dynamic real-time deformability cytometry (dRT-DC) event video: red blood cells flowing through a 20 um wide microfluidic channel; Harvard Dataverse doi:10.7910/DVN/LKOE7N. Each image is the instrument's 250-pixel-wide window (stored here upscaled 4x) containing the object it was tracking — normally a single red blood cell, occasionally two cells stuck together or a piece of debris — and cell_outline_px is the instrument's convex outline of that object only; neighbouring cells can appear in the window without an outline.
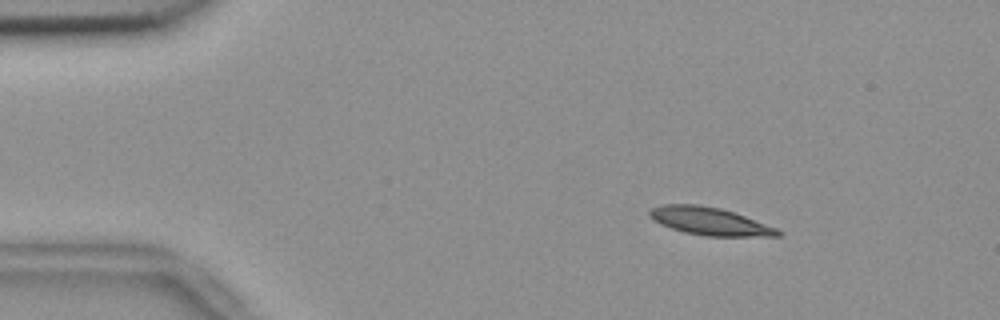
{"species": "common noctule bat (a hibernating species)", "species_latin": "Nyctalus noctula", "temperature_condition": "room temperature", "stored_images_in_passage": 55, "camera_frame_rate_fps": 3000, "um_per_image_px": 0.085, "animal": {"sex": "female", "body_mass_g": 18.4}, "frame": {"image": 1, "passage_image": 8, "time_ms": 2.333, "image_size_px": [1000, 320], "cell_outline_px": [[784, 232], [780, 236], [704, 236], [684, 232], [660, 224], [652, 220], [648, 216], [648, 212], [652, 208], [664, 204], [700, 204], [720, 208], [736, 212], [776, 228]], "centroid_in_image_um": [60.32, 18.8], "position_along_channel_um": 24.7, "area_um2": 20.92}}
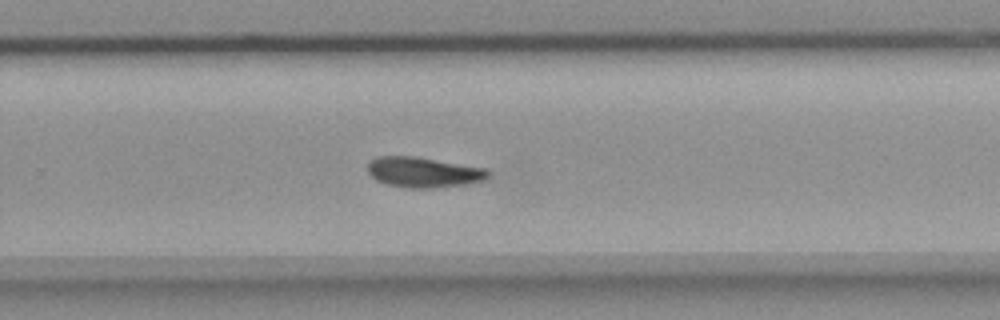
{"frame": {"image": 2, "passage_image": 36, "time_ms": 11.667, "image_size_px": [1000, 320], "cell_outline_px": [[488, 176], [484, 180], [468, 184], [432, 188], [408, 188], [388, 184], [376, 180], [368, 172], [368, 160], [376, 156], [416, 156], [484, 168], [488, 172]], "centroid_in_image_um": [35.95, 14.63], "position_along_channel_um": 293.8, "area_um2": 21.27}}
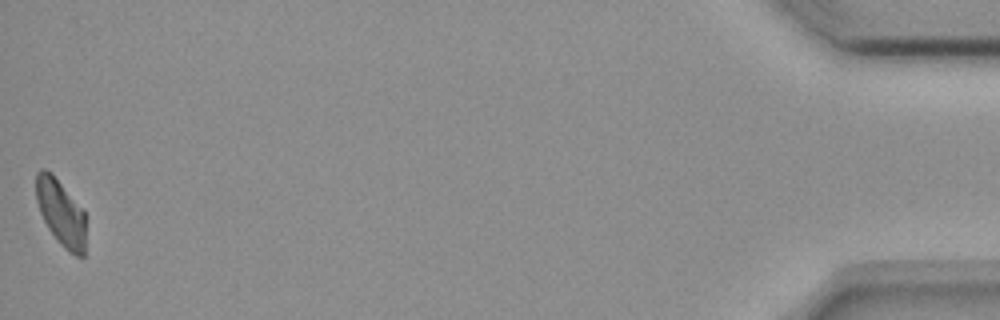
{"frame": {"image": 3, "passage_image": 55, "time_ms": 18.0, "image_size_px": [1000, 320], "cell_outline_px": [[84, 256], [76, 256], [68, 252], [56, 240], [48, 228], [40, 212], [36, 200], [36, 172], [40, 168], [44, 168], [52, 172], [84, 212]], "centroid_in_image_um": [5.14, 18.06], "position_along_channel_um": 430.1, "area_um2": 19.02}}